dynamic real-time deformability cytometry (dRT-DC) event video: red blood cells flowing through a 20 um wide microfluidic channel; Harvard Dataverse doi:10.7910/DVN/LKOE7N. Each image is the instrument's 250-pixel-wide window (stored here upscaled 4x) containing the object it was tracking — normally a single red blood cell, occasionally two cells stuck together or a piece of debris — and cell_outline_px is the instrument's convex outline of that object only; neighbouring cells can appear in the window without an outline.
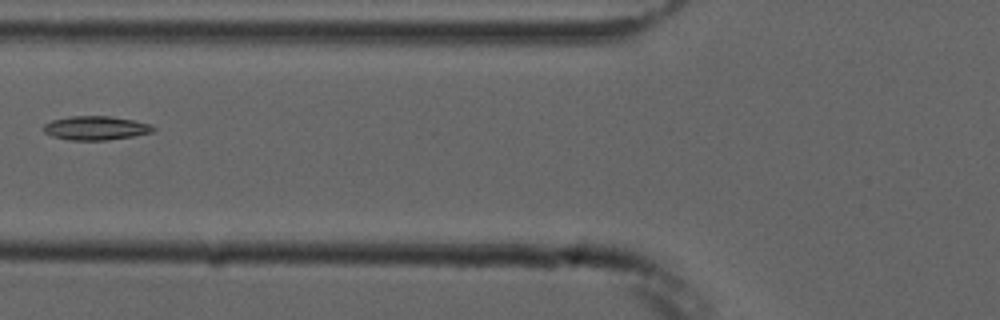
{"species": "common noctule bat (a hibernating species)", "species_latin": "Nyctalus noctula", "temperature_condition": "cold", "stored_images_in_passage": 3, "camera_frame_rate_fps": 3000, "um_per_image_px": 0.085, "animal": {"sex": "male", "forearm_length_mm": 52.5}, "frame": {"image": 1, "passage_image": 2, "time_ms": 1.333, "image_size_px": [1000, 320], "cell_outline_px": [[156, 128], [152, 132], [132, 136], [108, 140], [68, 140], [52, 136], [44, 132], [44, 124], [52, 120], [72, 116], [112, 116], [152, 124]], "centroid_in_image_um": [8.15, 10.88], "position_along_channel_um": 117.7, "area_um2": 15.26}}
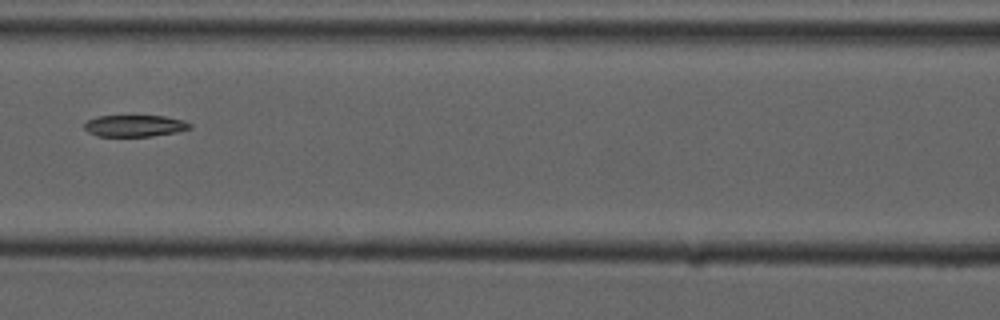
{"frame": {"image": 2, "passage_image": 3, "time_ms": 2.333, "image_size_px": [1000, 320], "cell_outline_px": [[192, 128], [176, 132], [152, 136], [96, 136], [88, 132], [84, 128], [84, 124], [88, 120], [96, 116], [164, 116], [184, 120], [192, 124]], "centroid_in_image_um": [11.46, 10.69], "position_along_channel_um": 155.1, "area_um2": 13.35}}